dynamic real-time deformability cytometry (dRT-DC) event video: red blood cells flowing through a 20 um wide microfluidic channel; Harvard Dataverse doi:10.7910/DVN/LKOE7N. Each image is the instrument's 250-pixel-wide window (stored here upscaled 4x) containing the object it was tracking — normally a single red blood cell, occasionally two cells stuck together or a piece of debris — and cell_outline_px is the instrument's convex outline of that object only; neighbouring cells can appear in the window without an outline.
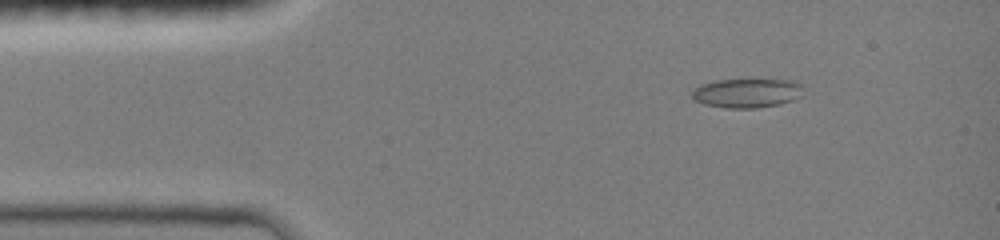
{"species": "common noctule bat (a hibernating species)", "species_latin": "Nyctalus noctula", "temperature_condition": "room temperature", "stored_images_in_passage": 47, "camera_frame_rate_fps": 3000, "um_per_image_px": 0.085, "animal": {"sex": "female", "body_mass_g": 19.0, "forearm_length_mm": 51.5}, "frame": {"image": 1, "passage_image": 6, "time_ms": 1.667, "image_size_px": [1000, 240], "cell_outline_px": [[804, 96], [796, 100], [780, 104], [756, 108], [724, 108], [704, 104], [696, 100], [692, 96], [692, 88], [700, 84], [716, 80], [792, 80], [804, 84]], "centroid_in_image_um": [63.56, 7.91], "position_along_channel_um": 21.4, "area_um2": 19.36}}
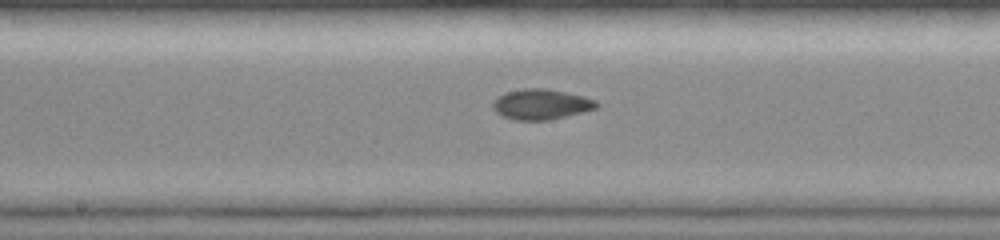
{"frame": {"image": 2, "passage_image": 24, "time_ms": 7.667, "image_size_px": [1000, 240], "cell_outline_px": [[600, 104], [596, 108], [548, 120], [516, 120], [504, 116], [496, 112], [492, 108], [492, 100], [508, 92], [524, 88], [548, 88], [584, 96], [596, 100]], "centroid_in_image_um": [45.99, 8.85], "position_along_channel_um": 202.2, "area_um2": 18.21}}
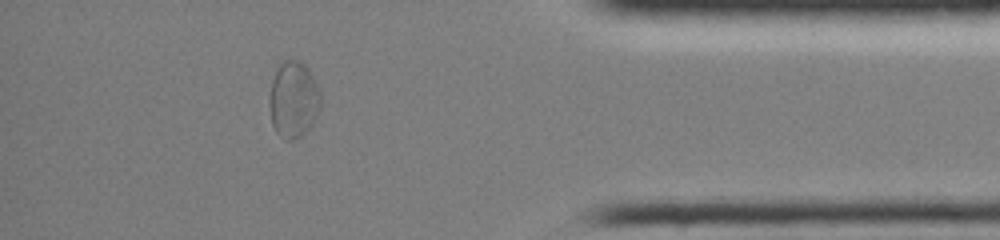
{"frame": {"image": 3, "passage_image": 41, "time_ms": 13.333, "image_size_px": [1000, 240], "cell_outline_px": [[320, 112], [312, 124], [300, 136], [292, 140], [284, 140], [276, 132], [272, 124], [268, 104], [272, 80], [276, 68], [288, 56], [300, 60], [308, 68], [320, 92]], "centroid_in_image_um": [24.93, 8.43], "position_along_channel_um": 410.3, "area_um2": 23.18}, "authors_computed_cell_mechanics": {"area_um2": 18.207, "velocity_mm_per_s": 4.0568, "shape_relaxation_time_tau1_ms": 11.2033, "shape_relaxation_time_tau2_ms": 2.1451, "deformation_change_tau1": 0.2528, "deformation_change_tau2": 0.0641}}